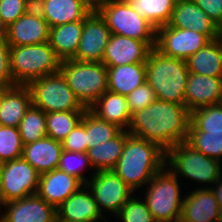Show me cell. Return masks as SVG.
I'll return each mask as SVG.
<instances>
[{"instance_id":"26","label":"cell","mask_w":222,"mask_h":222,"mask_svg":"<svg viewBox=\"0 0 222 222\" xmlns=\"http://www.w3.org/2000/svg\"><path fill=\"white\" fill-rule=\"evenodd\" d=\"M108 91L128 95L146 82V62L107 67Z\"/></svg>"},{"instance_id":"1","label":"cell","mask_w":222,"mask_h":222,"mask_svg":"<svg viewBox=\"0 0 222 222\" xmlns=\"http://www.w3.org/2000/svg\"><path fill=\"white\" fill-rule=\"evenodd\" d=\"M190 122L191 112L185 105L157 99L132 115L127 131L157 144L166 152L186 141Z\"/></svg>"},{"instance_id":"2","label":"cell","mask_w":222,"mask_h":222,"mask_svg":"<svg viewBox=\"0 0 222 222\" xmlns=\"http://www.w3.org/2000/svg\"><path fill=\"white\" fill-rule=\"evenodd\" d=\"M166 161V152L157 144L130 135L113 171L134 191L144 188Z\"/></svg>"},{"instance_id":"22","label":"cell","mask_w":222,"mask_h":222,"mask_svg":"<svg viewBox=\"0 0 222 222\" xmlns=\"http://www.w3.org/2000/svg\"><path fill=\"white\" fill-rule=\"evenodd\" d=\"M180 222H217L218 202L210 188H194L185 194Z\"/></svg>"},{"instance_id":"28","label":"cell","mask_w":222,"mask_h":222,"mask_svg":"<svg viewBox=\"0 0 222 222\" xmlns=\"http://www.w3.org/2000/svg\"><path fill=\"white\" fill-rule=\"evenodd\" d=\"M190 73L222 78V42L217 38L186 60Z\"/></svg>"},{"instance_id":"13","label":"cell","mask_w":222,"mask_h":222,"mask_svg":"<svg viewBox=\"0 0 222 222\" xmlns=\"http://www.w3.org/2000/svg\"><path fill=\"white\" fill-rule=\"evenodd\" d=\"M111 34L106 21L94 8L84 19L82 36L73 60L102 62Z\"/></svg>"},{"instance_id":"35","label":"cell","mask_w":222,"mask_h":222,"mask_svg":"<svg viewBox=\"0 0 222 222\" xmlns=\"http://www.w3.org/2000/svg\"><path fill=\"white\" fill-rule=\"evenodd\" d=\"M186 142L207 157H222V133L188 132Z\"/></svg>"},{"instance_id":"10","label":"cell","mask_w":222,"mask_h":222,"mask_svg":"<svg viewBox=\"0 0 222 222\" xmlns=\"http://www.w3.org/2000/svg\"><path fill=\"white\" fill-rule=\"evenodd\" d=\"M40 174L23 158L6 161L0 168V205L36 194Z\"/></svg>"},{"instance_id":"46","label":"cell","mask_w":222,"mask_h":222,"mask_svg":"<svg viewBox=\"0 0 222 222\" xmlns=\"http://www.w3.org/2000/svg\"><path fill=\"white\" fill-rule=\"evenodd\" d=\"M217 38L222 42V21L217 26Z\"/></svg>"},{"instance_id":"8","label":"cell","mask_w":222,"mask_h":222,"mask_svg":"<svg viewBox=\"0 0 222 222\" xmlns=\"http://www.w3.org/2000/svg\"><path fill=\"white\" fill-rule=\"evenodd\" d=\"M95 9L112 34L156 42V28L138 14L127 0H101L95 4Z\"/></svg>"},{"instance_id":"42","label":"cell","mask_w":222,"mask_h":222,"mask_svg":"<svg viewBox=\"0 0 222 222\" xmlns=\"http://www.w3.org/2000/svg\"><path fill=\"white\" fill-rule=\"evenodd\" d=\"M16 85L10 71V46L6 38H0V88L10 89Z\"/></svg>"},{"instance_id":"21","label":"cell","mask_w":222,"mask_h":222,"mask_svg":"<svg viewBox=\"0 0 222 222\" xmlns=\"http://www.w3.org/2000/svg\"><path fill=\"white\" fill-rule=\"evenodd\" d=\"M222 103V78L189 73L185 91V106L190 112Z\"/></svg>"},{"instance_id":"31","label":"cell","mask_w":222,"mask_h":222,"mask_svg":"<svg viewBox=\"0 0 222 222\" xmlns=\"http://www.w3.org/2000/svg\"><path fill=\"white\" fill-rule=\"evenodd\" d=\"M188 132L222 133V103L192 111Z\"/></svg>"},{"instance_id":"32","label":"cell","mask_w":222,"mask_h":222,"mask_svg":"<svg viewBox=\"0 0 222 222\" xmlns=\"http://www.w3.org/2000/svg\"><path fill=\"white\" fill-rule=\"evenodd\" d=\"M18 130L23 145L46 137V113L31 105L19 123Z\"/></svg>"},{"instance_id":"29","label":"cell","mask_w":222,"mask_h":222,"mask_svg":"<svg viewBox=\"0 0 222 222\" xmlns=\"http://www.w3.org/2000/svg\"><path fill=\"white\" fill-rule=\"evenodd\" d=\"M129 136L130 134L127 130H122L114 138L87 149L86 154L90 159L93 168L92 175H94L96 171H107L114 169L119 158L121 157L126 139Z\"/></svg>"},{"instance_id":"39","label":"cell","mask_w":222,"mask_h":222,"mask_svg":"<svg viewBox=\"0 0 222 222\" xmlns=\"http://www.w3.org/2000/svg\"><path fill=\"white\" fill-rule=\"evenodd\" d=\"M126 98L131 112V117L134 113L146 108L152 102L157 100L154 90L147 82H144L139 87H136L132 92L126 95Z\"/></svg>"},{"instance_id":"47","label":"cell","mask_w":222,"mask_h":222,"mask_svg":"<svg viewBox=\"0 0 222 222\" xmlns=\"http://www.w3.org/2000/svg\"><path fill=\"white\" fill-rule=\"evenodd\" d=\"M29 3L32 5V6H35L36 4H38L41 0H28Z\"/></svg>"},{"instance_id":"27","label":"cell","mask_w":222,"mask_h":222,"mask_svg":"<svg viewBox=\"0 0 222 222\" xmlns=\"http://www.w3.org/2000/svg\"><path fill=\"white\" fill-rule=\"evenodd\" d=\"M83 25L84 19L50 28L48 43L61 61L75 57Z\"/></svg>"},{"instance_id":"7","label":"cell","mask_w":222,"mask_h":222,"mask_svg":"<svg viewBox=\"0 0 222 222\" xmlns=\"http://www.w3.org/2000/svg\"><path fill=\"white\" fill-rule=\"evenodd\" d=\"M60 72L81 104L89 109L108 90L107 66L102 62L61 61Z\"/></svg>"},{"instance_id":"11","label":"cell","mask_w":222,"mask_h":222,"mask_svg":"<svg viewBox=\"0 0 222 222\" xmlns=\"http://www.w3.org/2000/svg\"><path fill=\"white\" fill-rule=\"evenodd\" d=\"M85 185L91 191L103 216L106 215V210L116 216L135 192L113 170L90 174V180Z\"/></svg>"},{"instance_id":"49","label":"cell","mask_w":222,"mask_h":222,"mask_svg":"<svg viewBox=\"0 0 222 222\" xmlns=\"http://www.w3.org/2000/svg\"><path fill=\"white\" fill-rule=\"evenodd\" d=\"M56 222H76V221L56 220Z\"/></svg>"},{"instance_id":"20","label":"cell","mask_w":222,"mask_h":222,"mask_svg":"<svg viewBox=\"0 0 222 222\" xmlns=\"http://www.w3.org/2000/svg\"><path fill=\"white\" fill-rule=\"evenodd\" d=\"M57 220L76 222H107L105 216L100 212L97 202L91 191L83 185L77 192L73 193L67 200L56 208Z\"/></svg>"},{"instance_id":"44","label":"cell","mask_w":222,"mask_h":222,"mask_svg":"<svg viewBox=\"0 0 222 222\" xmlns=\"http://www.w3.org/2000/svg\"><path fill=\"white\" fill-rule=\"evenodd\" d=\"M213 184L215 186L210 187V189L214 193V196L218 202V206H219L220 211H222V175Z\"/></svg>"},{"instance_id":"50","label":"cell","mask_w":222,"mask_h":222,"mask_svg":"<svg viewBox=\"0 0 222 222\" xmlns=\"http://www.w3.org/2000/svg\"><path fill=\"white\" fill-rule=\"evenodd\" d=\"M94 5L101 0H90Z\"/></svg>"},{"instance_id":"30","label":"cell","mask_w":222,"mask_h":222,"mask_svg":"<svg viewBox=\"0 0 222 222\" xmlns=\"http://www.w3.org/2000/svg\"><path fill=\"white\" fill-rule=\"evenodd\" d=\"M134 10L156 29L167 25L176 0H127Z\"/></svg>"},{"instance_id":"5","label":"cell","mask_w":222,"mask_h":222,"mask_svg":"<svg viewBox=\"0 0 222 222\" xmlns=\"http://www.w3.org/2000/svg\"><path fill=\"white\" fill-rule=\"evenodd\" d=\"M221 161L207 157L195 150L186 141L174 145L166 151L165 165L177 176L187 180L196 181L205 186L199 188H210L212 184L222 175ZM207 184H211L207 186Z\"/></svg>"},{"instance_id":"18","label":"cell","mask_w":222,"mask_h":222,"mask_svg":"<svg viewBox=\"0 0 222 222\" xmlns=\"http://www.w3.org/2000/svg\"><path fill=\"white\" fill-rule=\"evenodd\" d=\"M168 26L192 29L205 34L210 40L217 39V25L193 0H176Z\"/></svg>"},{"instance_id":"12","label":"cell","mask_w":222,"mask_h":222,"mask_svg":"<svg viewBox=\"0 0 222 222\" xmlns=\"http://www.w3.org/2000/svg\"><path fill=\"white\" fill-rule=\"evenodd\" d=\"M211 40L192 29H178L168 25L156 29L155 48L163 55L187 60Z\"/></svg>"},{"instance_id":"3","label":"cell","mask_w":222,"mask_h":222,"mask_svg":"<svg viewBox=\"0 0 222 222\" xmlns=\"http://www.w3.org/2000/svg\"><path fill=\"white\" fill-rule=\"evenodd\" d=\"M186 60L163 55L155 47L146 61V82L157 99L185 105V91L189 75Z\"/></svg>"},{"instance_id":"43","label":"cell","mask_w":222,"mask_h":222,"mask_svg":"<svg viewBox=\"0 0 222 222\" xmlns=\"http://www.w3.org/2000/svg\"><path fill=\"white\" fill-rule=\"evenodd\" d=\"M218 26L222 21V0H193Z\"/></svg>"},{"instance_id":"6","label":"cell","mask_w":222,"mask_h":222,"mask_svg":"<svg viewBox=\"0 0 222 222\" xmlns=\"http://www.w3.org/2000/svg\"><path fill=\"white\" fill-rule=\"evenodd\" d=\"M178 180L165 165L146 184L144 200L156 222H180L184 196Z\"/></svg>"},{"instance_id":"19","label":"cell","mask_w":222,"mask_h":222,"mask_svg":"<svg viewBox=\"0 0 222 222\" xmlns=\"http://www.w3.org/2000/svg\"><path fill=\"white\" fill-rule=\"evenodd\" d=\"M83 185L85 184L77 177L57 168L40 174L36 194L57 208Z\"/></svg>"},{"instance_id":"37","label":"cell","mask_w":222,"mask_h":222,"mask_svg":"<svg viewBox=\"0 0 222 222\" xmlns=\"http://www.w3.org/2000/svg\"><path fill=\"white\" fill-rule=\"evenodd\" d=\"M134 196L133 194L122 206L116 219L120 222H156L144 198Z\"/></svg>"},{"instance_id":"45","label":"cell","mask_w":222,"mask_h":222,"mask_svg":"<svg viewBox=\"0 0 222 222\" xmlns=\"http://www.w3.org/2000/svg\"><path fill=\"white\" fill-rule=\"evenodd\" d=\"M6 37H7V26L0 17V38H6Z\"/></svg>"},{"instance_id":"9","label":"cell","mask_w":222,"mask_h":222,"mask_svg":"<svg viewBox=\"0 0 222 222\" xmlns=\"http://www.w3.org/2000/svg\"><path fill=\"white\" fill-rule=\"evenodd\" d=\"M26 86L31 92L32 105L45 113L87 110L61 72L34 79Z\"/></svg>"},{"instance_id":"23","label":"cell","mask_w":222,"mask_h":222,"mask_svg":"<svg viewBox=\"0 0 222 222\" xmlns=\"http://www.w3.org/2000/svg\"><path fill=\"white\" fill-rule=\"evenodd\" d=\"M63 148L60 141L48 136L24 145L22 158L39 174L58 168Z\"/></svg>"},{"instance_id":"16","label":"cell","mask_w":222,"mask_h":222,"mask_svg":"<svg viewBox=\"0 0 222 222\" xmlns=\"http://www.w3.org/2000/svg\"><path fill=\"white\" fill-rule=\"evenodd\" d=\"M156 42H143L134 38L111 34L102 63L107 67L146 62Z\"/></svg>"},{"instance_id":"36","label":"cell","mask_w":222,"mask_h":222,"mask_svg":"<svg viewBox=\"0 0 222 222\" xmlns=\"http://www.w3.org/2000/svg\"><path fill=\"white\" fill-rule=\"evenodd\" d=\"M23 143L18 128L0 125V162L22 158Z\"/></svg>"},{"instance_id":"4","label":"cell","mask_w":222,"mask_h":222,"mask_svg":"<svg viewBox=\"0 0 222 222\" xmlns=\"http://www.w3.org/2000/svg\"><path fill=\"white\" fill-rule=\"evenodd\" d=\"M61 60L48 42L10 47V71L17 85L60 72Z\"/></svg>"},{"instance_id":"38","label":"cell","mask_w":222,"mask_h":222,"mask_svg":"<svg viewBox=\"0 0 222 222\" xmlns=\"http://www.w3.org/2000/svg\"><path fill=\"white\" fill-rule=\"evenodd\" d=\"M90 166L92 167V164L86 153L63 150L58 169L77 177L86 184L90 178L84 177L83 172Z\"/></svg>"},{"instance_id":"40","label":"cell","mask_w":222,"mask_h":222,"mask_svg":"<svg viewBox=\"0 0 222 222\" xmlns=\"http://www.w3.org/2000/svg\"><path fill=\"white\" fill-rule=\"evenodd\" d=\"M87 129L85 128V113L81 121L61 141L63 150L70 152H87Z\"/></svg>"},{"instance_id":"14","label":"cell","mask_w":222,"mask_h":222,"mask_svg":"<svg viewBox=\"0 0 222 222\" xmlns=\"http://www.w3.org/2000/svg\"><path fill=\"white\" fill-rule=\"evenodd\" d=\"M50 27L39 10L32 6L7 27L10 47L35 45L48 42Z\"/></svg>"},{"instance_id":"15","label":"cell","mask_w":222,"mask_h":222,"mask_svg":"<svg viewBox=\"0 0 222 222\" xmlns=\"http://www.w3.org/2000/svg\"><path fill=\"white\" fill-rule=\"evenodd\" d=\"M2 206L5 212H1L0 222H56L57 220L56 208L37 194L3 203L0 209Z\"/></svg>"},{"instance_id":"34","label":"cell","mask_w":222,"mask_h":222,"mask_svg":"<svg viewBox=\"0 0 222 222\" xmlns=\"http://www.w3.org/2000/svg\"><path fill=\"white\" fill-rule=\"evenodd\" d=\"M85 128L87 129V149L114 138L122 131L118 126L97 118L88 109L85 111Z\"/></svg>"},{"instance_id":"24","label":"cell","mask_w":222,"mask_h":222,"mask_svg":"<svg viewBox=\"0 0 222 222\" xmlns=\"http://www.w3.org/2000/svg\"><path fill=\"white\" fill-rule=\"evenodd\" d=\"M31 105V92L26 85L1 89L0 125L18 128Z\"/></svg>"},{"instance_id":"33","label":"cell","mask_w":222,"mask_h":222,"mask_svg":"<svg viewBox=\"0 0 222 222\" xmlns=\"http://www.w3.org/2000/svg\"><path fill=\"white\" fill-rule=\"evenodd\" d=\"M85 111H60L46 113L47 136L62 141L81 121Z\"/></svg>"},{"instance_id":"25","label":"cell","mask_w":222,"mask_h":222,"mask_svg":"<svg viewBox=\"0 0 222 222\" xmlns=\"http://www.w3.org/2000/svg\"><path fill=\"white\" fill-rule=\"evenodd\" d=\"M88 110L97 118L112 123L122 130H128L131 112L126 96L107 90Z\"/></svg>"},{"instance_id":"41","label":"cell","mask_w":222,"mask_h":222,"mask_svg":"<svg viewBox=\"0 0 222 222\" xmlns=\"http://www.w3.org/2000/svg\"><path fill=\"white\" fill-rule=\"evenodd\" d=\"M32 5L28 0H1L0 17L8 27L23 15Z\"/></svg>"},{"instance_id":"48","label":"cell","mask_w":222,"mask_h":222,"mask_svg":"<svg viewBox=\"0 0 222 222\" xmlns=\"http://www.w3.org/2000/svg\"><path fill=\"white\" fill-rule=\"evenodd\" d=\"M217 222H222V211H220L219 218Z\"/></svg>"},{"instance_id":"17","label":"cell","mask_w":222,"mask_h":222,"mask_svg":"<svg viewBox=\"0 0 222 222\" xmlns=\"http://www.w3.org/2000/svg\"><path fill=\"white\" fill-rule=\"evenodd\" d=\"M35 7L51 28L85 19L95 5L90 0H41Z\"/></svg>"}]
</instances>
